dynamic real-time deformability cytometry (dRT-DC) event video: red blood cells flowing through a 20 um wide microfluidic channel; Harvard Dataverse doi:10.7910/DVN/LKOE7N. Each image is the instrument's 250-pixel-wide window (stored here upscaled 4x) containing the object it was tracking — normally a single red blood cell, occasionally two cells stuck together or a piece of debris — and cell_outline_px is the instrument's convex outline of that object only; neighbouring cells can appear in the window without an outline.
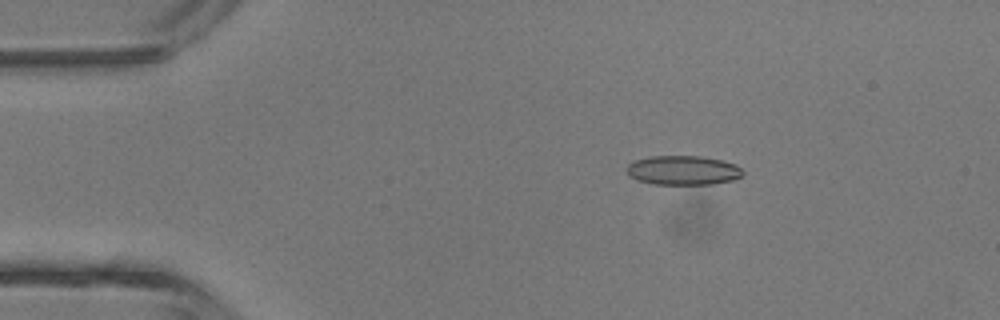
{"species": "common noctule bat (a hibernating species)", "species_latin": "Nyctalus noctula", "temperature_condition": "room temperature", "stored_images_in_passage": 4, "camera_frame_rate_fps": 3000, "um_per_image_px": 0.085, "animal": {"sex": "male", "body_mass_g": 13.3}, "frame": {"image": 1, "passage_image": 3, "time_ms": 2.333, "image_size_px": [1000, 320], "cell_outline_px": [[744, 172], [740, 176], [732, 180], [712, 184], [652, 184], [636, 180], [628, 176], [624, 168], [628, 164], [636, 160], [648, 156], [700, 156], [720, 160], [736, 164]], "centroid_in_image_um": [57.99, 14.47], "position_along_channel_um": 27.0, "area_um2": 19.94}}
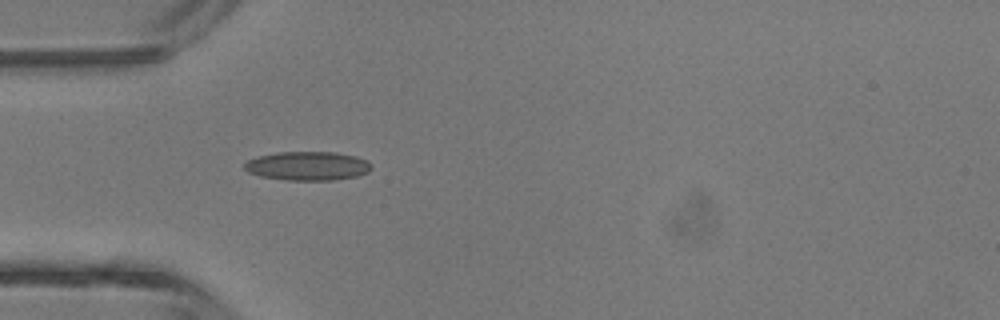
{"frame": {"image": 2, "passage_image": 4, "time_ms": 4.333, "image_size_px": [1000, 320], "cell_outline_px": [[372, 168], [368, 172], [356, 176], [332, 180], [288, 180], [260, 176], [248, 172], [244, 168], [244, 164], [248, 160], [260, 156], [276, 152], [336, 152], [356, 156], [368, 160], [372, 164]], "centroid_in_image_um": [26.18, 14.1], "position_along_channel_um": 58.8, "area_um2": 21.39}}